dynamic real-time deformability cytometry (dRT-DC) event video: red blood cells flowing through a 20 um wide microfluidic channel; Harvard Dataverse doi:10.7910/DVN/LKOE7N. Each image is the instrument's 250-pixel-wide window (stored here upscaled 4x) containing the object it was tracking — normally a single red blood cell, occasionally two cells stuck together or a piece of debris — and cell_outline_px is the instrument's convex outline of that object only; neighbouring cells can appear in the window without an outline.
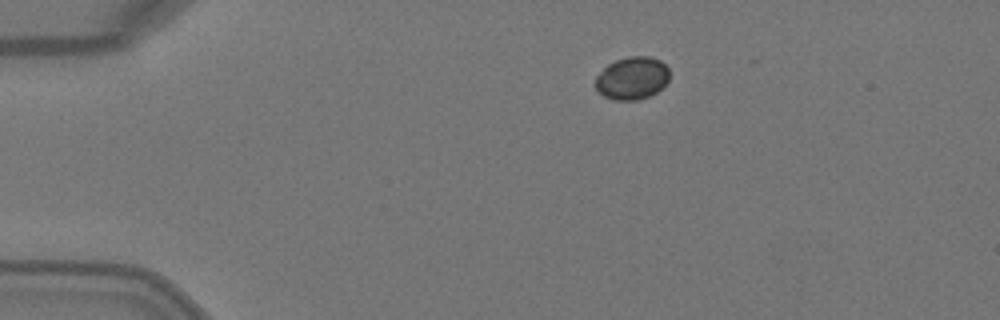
{"species": "Egyptian fruit bat (a non-hibernating species)", "species_latin": "Rousettus aegyptiacus", "temperature_condition": "warm", "stored_images_in_passage": 3, "camera_frame_rate_fps": 3000, "um_per_image_px": 0.085, "animal": {"sex": "female"}, "frame": {"image": 1, "passage_image": 1, "time_ms": 0.0, "image_size_px": [1000, 320], "cell_outline_px": [[668, 80], [656, 92], [648, 96], [636, 100], [612, 100], [604, 96], [596, 88], [596, 76], [608, 64], [616, 60], [628, 56], [648, 56], [660, 60], [668, 68]], "centroid_in_image_um": [53.71, 6.64], "position_along_channel_um": 31.3, "area_um2": 18.21}}
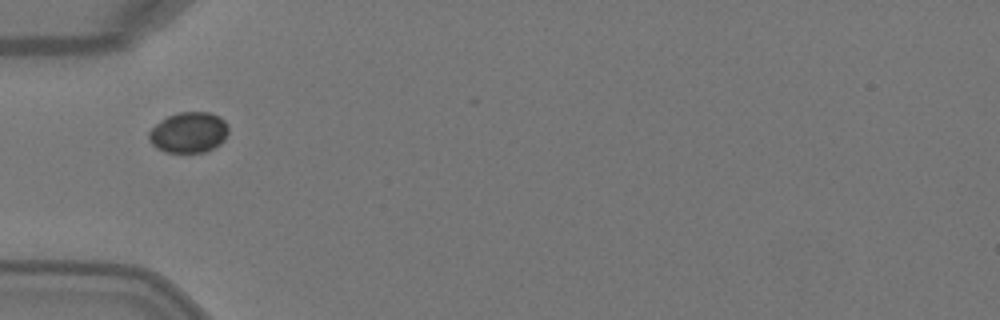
{"frame": {"image": 2, "passage_image": 3, "time_ms": 0.667, "image_size_px": [1000, 320], "cell_outline_px": [[228, 132], [224, 140], [220, 144], [204, 152], [168, 152], [156, 148], [152, 144], [148, 136], [148, 132], [156, 124], [168, 116], [176, 112], [208, 112], [220, 116], [228, 124]], "centroid_in_image_um": [16.06, 11.25], "position_along_channel_um": 68.9, "area_um2": 18.84}}